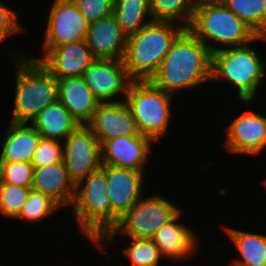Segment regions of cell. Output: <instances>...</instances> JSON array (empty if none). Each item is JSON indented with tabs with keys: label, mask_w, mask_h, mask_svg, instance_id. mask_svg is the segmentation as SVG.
<instances>
[{
	"label": "cell",
	"mask_w": 266,
	"mask_h": 266,
	"mask_svg": "<svg viewBox=\"0 0 266 266\" xmlns=\"http://www.w3.org/2000/svg\"><path fill=\"white\" fill-rule=\"evenodd\" d=\"M262 40H266V3H265V13L262 23Z\"/></svg>",
	"instance_id": "cell-34"
},
{
	"label": "cell",
	"mask_w": 266,
	"mask_h": 266,
	"mask_svg": "<svg viewBox=\"0 0 266 266\" xmlns=\"http://www.w3.org/2000/svg\"><path fill=\"white\" fill-rule=\"evenodd\" d=\"M8 124L0 141V161L31 163L41 136L29 123Z\"/></svg>",
	"instance_id": "cell-21"
},
{
	"label": "cell",
	"mask_w": 266,
	"mask_h": 266,
	"mask_svg": "<svg viewBox=\"0 0 266 266\" xmlns=\"http://www.w3.org/2000/svg\"><path fill=\"white\" fill-rule=\"evenodd\" d=\"M63 163L75 185L102 167L101 143L87 125H80L64 140Z\"/></svg>",
	"instance_id": "cell-11"
},
{
	"label": "cell",
	"mask_w": 266,
	"mask_h": 266,
	"mask_svg": "<svg viewBox=\"0 0 266 266\" xmlns=\"http://www.w3.org/2000/svg\"><path fill=\"white\" fill-rule=\"evenodd\" d=\"M87 126L101 145L109 139L140 134L125 100L101 102Z\"/></svg>",
	"instance_id": "cell-16"
},
{
	"label": "cell",
	"mask_w": 266,
	"mask_h": 266,
	"mask_svg": "<svg viewBox=\"0 0 266 266\" xmlns=\"http://www.w3.org/2000/svg\"><path fill=\"white\" fill-rule=\"evenodd\" d=\"M71 208L76 231L95 246L111 231V203L104 164L76 184Z\"/></svg>",
	"instance_id": "cell-6"
},
{
	"label": "cell",
	"mask_w": 266,
	"mask_h": 266,
	"mask_svg": "<svg viewBox=\"0 0 266 266\" xmlns=\"http://www.w3.org/2000/svg\"><path fill=\"white\" fill-rule=\"evenodd\" d=\"M24 31L26 29L19 23L15 10L0 2V44L16 34H23Z\"/></svg>",
	"instance_id": "cell-33"
},
{
	"label": "cell",
	"mask_w": 266,
	"mask_h": 266,
	"mask_svg": "<svg viewBox=\"0 0 266 266\" xmlns=\"http://www.w3.org/2000/svg\"><path fill=\"white\" fill-rule=\"evenodd\" d=\"M81 77L100 102L125 100L134 81L129 76L123 60L94 59Z\"/></svg>",
	"instance_id": "cell-12"
},
{
	"label": "cell",
	"mask_w": 266,
	"mask_h": 266,
	"mask_svg": "<svg viewBox=\"0 0 266 266\" xmlns=\"http://www.w3.org/2000/svg\"><path fill=\"white\" fill-rule=\"evenodd\" d=\"M94 60L85 40L56 46L41 60V64L55 77H80Z\"/></svg>",
	"instance_id": "cell-18"
},
{
	"label": "cell",
	"mask_w": 266,
	"mask_h": 266,
	"mask_svg": "<svg viewBox=\"0 0 266 266\" xmlns=\"http://www.w3.org/2000/svg\"><path fill=\"white\" fill-rule=\"evenodd\" d=\"M32 189L50 197L61 208L72 207L76 185L63 162L34 168Z\"/></svg>",
	"instance_id": "cell-19"
},
{
	"label": "cell",
	"mask_w": 266,
	"mask_h": 266,
	"mask_svg": "<svg viewBox=\"0 0 266 266\" xmlns=\"http://www.w3.org/2000/svg\"><path fill=\"white\" fill-rule=\"evenodd\" d=\"M261 182H262V185H264V187H265L264 189L266 191V176H265L264 180H262Z\"/></svg>",
	"instance_id": "cell-35"
},
{
	"label": "cell",
	"mask_w": 266,
	"mask_h": 266,
	"mask_svg": "<svg viewBox=\"0 0 266 266\" xmlns=\"http://www.w3.org/2000/svg\"><path fill=\"white\" fill-rule=\"evenodd\" d=\"M11 52L16 80L9 122L30 123L39 111L58 100L56 78L28 54Z\"/></svg>",
	"instance_id": "cell-2"
},
{
	"label": "cell",
	"mask_w": 266,
	"mask_h": 266,
	"mask_svg": "<svg viewBox=\"0 0 266 266\" xmlns=\"http://www.w3.org/2000/svg\"><path fill=\"white\" fill-rule=\"evenodd\" d=\"M29 124L42 139L60 142L81 125L58 100L39 111Z\"/></svg>",
	"instance_id": "cell-22"
},
{
	"label": "cell",
	"mask_w": 266,
	"mask_h": 266,
	"mask_svg": "<svg viewBox=\"0 0 266 266\" xmlns=\"http://www.w3.org/2000/svg\"><path fill=\"white\" fill-rule=\"evenodd\" d=\"M261 41L266 43L256 37L246 45L212 53L210 81L226 82L236 90V98L240 101H255L266 79V61L254 49V43Z\"/></svg>",
	"instance_id": "cell-3"
},
{
	"label": "cell",
	"mask_w": 266,
	"mask_h": 266,
	"mask_svg": "<svg viewBox=\"0 0 266 266\" xmlns=\"http://www.w3.org/2000/svg\"><path fill=\"white\" fill-rule=\"evenodd\" d=\"M113 13L127 37L153 21L149 0H114Z\"/></svg>",
	"instance_id": "cell-24"
},
{
	"label": "cell",
	"mask_w": 266,
	"mask_h": 266,
	"mask_svg": "<svg viewBox=\"0 0 266 266\" xmlns=\"http://www.w3.org/2000/svg\"><path fill=\"white\" fill-rule=\"evenodd\" d=\"M107 191L111 203V230L145 194L146 173L105 165Z\"/></svg>",
	"instance_id": "cell-13"
},
{
	"label": "cell",
	"mask_w": 266,
	"mask_h": 266,
	"mask_svg": "<svg viewBox=\"0 0 266 266\" xmlns=\"http://www.w3.org/2000/svg\"><path fill=\"white\" fill-rule=\"evenodd\" d=\"M211 64L212 53L209 48L185 28L172 43L150 81L172 95L182 93V90H195L211 82Z\"/></svg>",
	"instance_id": "cell-1"
},
{
	"label": "cell",
	"mask_w": 266,
	"mask_h": 266,
	"mask_svg": "<svg viewBox=\"0 0 266 266\" xmlns=\"http://www.w3.org/2000/svg\"><path fill=\"white\" fill-rule=\"evenodd\" d=\"M222 3L235 13L262 39V23L265 13L266 0H221Z\"/></svg>",
	"instance_id": "cell-28"
},
{
	"label": "cell",
	"mask_w": 266,
	"mask_h": 266,
	"mask_svg": "<svg viewBox=\"0 0 266 266\" xmlns=\"http://www.w3.org/2000/svg\"><path fill=\"white\" fill-rule=\"evenodd\" d=\"M188 29L211 53L246 45L256 38L255 32L221 0H196Z\"/></svg>",
	"instance_id": "cell-5"
},
{
	"label": "cell",
	"mask_w": 266,
	"mask_h": 266,
	"mask_svg": "<svg viewBox=\"0 0 266 266\" xmlns=\"http://www.w3.org/2000/svg\"><path fill=\"white\" fill-rule=\"evenodd\" d=\"M32 187H21L0 183V214L6 219H14L21 211Z\"/></svg>",
	"instance_id": "cell-29"
},
{
	"label": "cell",
	"mask_w": 266,
	"mask_h": 266,
	"mask_svg": "<svg viewBox=\"0 0 266 266\" xmlns=\"http://www.w3.org/2000/svg\"><path fill=\"white\" fill-rule=\"evenodd\" d=\"M221 225L239 254L227 266H266V234Z\"/></svg>",
	"instance_id": "cell-23"
},
{
	"label": "cell",
	"mask_w": 266,
	"mask_h": 266,
	"mask_svg": "<svg viewBox=\"0 0 266 266\" xmlns=\"http://www.w3.org/2000/svg\"><path fill=\"white\" fill-rule=\"evenodd\" d=\"M152 145L154 141L141 134L109 139L101 145L102 164L146 173Z\"/></svg>",
	"instance_id": "cell-14"
},
{
	"label": "cell",
	"mask_w": 266,
	"mask_h": 266,
	"mask_svg": "<svg viewBox=\"0 0 266 266\" xmlns=\"http://www.w3.org/2000/svg\"><path fill=\"white\" fill-rule=\"evenodd\" d=\"M34 168L29 162L0 161V183L32 187Z\"/></svg>",
	"instance_id": "cell-30"
},
{
	"label": "cell",
	"mask_w": 266,
	"mask_h": 266,
	"mask_svg": "<svg viewBox=\"0 0 266 266\" xmlns=\"http://www.w3.org/2000/svg\"><path fill=\"white\" fill-rule=\"evenodd\" d=\"M185 28L175 22L153 20L127 37L124 66L134 81L150 80L171 45Z\"/></svg>",
	"instance_id": "cell-4"
},
{
	"label": "cell",
	"mask_w": 266,
	"mask_h": 266,
	"mask_svg": "<svg viewBox=\"0 0 266 266\" xmlns=\"http://www.w3.org/2000/svg\"><path fill=\"white\" fill-rule=\"evenodd\" d=\"M129 238L127 246L122 248V254L129 260V266H159L163 256L152 239Z\"/></svg>",
	"instance_id": "cell-27"
},
{
	"label": "cell",
	"mask_w": 266,
	"mask_h": 266,
	"mask_svg": "<svg viewBox=\"0 0 266 266\" xmlns=\"http://www.w3.org/2000/svg\"><path fill=\"white\" fill-rule=\"evenodd\" d=\"M155 21H169L188 28L192 22L196 0H149Z\"/></svg>",
	"instance_id": "cell-25"
},
{
	"label": "cell",
	"mask_w": 266,
	"mask_h": 266,
	"mask_svg": "<svg viewBox=\"0 0 266 266\" xmlns=\"http://www.w3.org/2000/svg\"><path fill=\"white\" fill-rule=\"evenodd\" d=\"M60 162H63V142L41 138L31 162L33 166L42 167Z\"/></svg>",
	"instance_id": "cell-31"
},
{
	"label": "cell",
	"mask_w": 266,
	"mask_h": 266,
	"mask_svg": "<svg viewBox=\"0 0 266 266\" xmlns=\"http://www.w3.org/2000/svg\"><path fill=\"white\" fill-rule=\"evenodd\" d=\"M85 42L94 59L123 60L127 35L114 13L88 25Z\"/></svg>",
	"instance_id": "cell-17"
},
{
	"label": "cell",
	"mask_w": 266,
	"mask_h": 266,
	"mask_svg": "<svg viewBox=\"0 0 266 266\" xmlns=\"http://www.w3.org/2000/svg\"><path fill=\"white\" fill-rule=\"evenodd\" d=\"M58 101L81 124L87 125L101 103L82 77L56 78Z\"/></svg>",
	"instance_id": "cell-20"
},
{
	"label": "cell",
	"mask_w": 266,
	"mask_h": 266,
	"mask_svg": "<svg viewBox=\"0 0 266 266\" xmlns=\"http://www.w3.org/2000/svg\"><path fill=\"white\" fill-rule=\"evenodd\" d=\"M62 208L50 197L31 189L20 213L13 220H24L30 224H38L50 216L60 212Z\"/></svg>",
	"instance_id": "cell-26"
},
{
	"label": "cell",
	"mask_w": 266,
	"mask_h": 266,
	"mask_svg": "<svg viewBox=\"0 0 266 266\" xmlns=\"http://www.w3.org/2000/svg\"><path fill=\"white\" fill-rule=\"evenodd\" d=\"M246 108L240 115H236L225 127L223 149L229 154H244L260 156L266 150V115L251 110L255 101H240Z\"/></svg>",
	"instance_id": "cell-10"
},
{
	"label": "cell",
	"mask_w": 266,
	"mask_h": 266,
	"mask_svg": "<svg viewBox=\"0 0 266 266\" xmlns=\"http://www.w3.org/2000/svg\"><path fill=\"white\" fill-rule=\"evenodd\" d=\"M181 208L179 205L174 204L171 199L162 196V194H151L148 197L144 195L119 219L118 224L96 247L101 252L100 254H108V249L117 242V238H115L117 236L120 238L124 236V238L151 239L162 225L170 222L183 210Z\"/></svg>",
	"instance_id": "cell-7"
},
{
	"label": "cell",
	"mask_w": 266,
	"mask_h": 266,
	"mask_svg": "<svg viewBox=\"0 0 266 266\" xmlns=\"http://www.w3.org/2000/svg\"><path fill=\"white\" fill-rule=\"evenodd\" d=\"M183 213L181 210L170 222L162 225L151 238L166 261H185L195 257V254H198L196 252L200 250L197 233L183 222L180 223L184 217Z\"/></svg>",
	"instance_id": "cell-15"
},
{
	"label": "cell",
	"mask_w": 266,
	"mask_h": 266,
	"mask_svg": "<svg viewBox=\"0 0 266 266\" xmlns=\"http://www.w3.org/2000/svg\"><path fill=\"white\" fill-rule=\"evenodd\" d=\"M173 97L175 96L159 89L150 80L131 83L125 101L141 135L154 142H160V138L166 137L171 125Z\"/></svg>",
	"instance_id": "cell-8"
},
{
	"label": "cell",
	"mask_w": 266,
	"mask_h": 266,
	"mask_svg": "<svg viewBox=\"0 0 266 266\" xmlns=\"http://www.w3.org/2000/svg\"><path fill=\"white\" fill-rule=\"evenodd\" d=\"M46 18L45 35L41 40L42 55L28 54L30 58L40 61L56 46L85 40L89 24L73 0L52 1Z\"/></svg>",
	"instance_id": "cell-9"
},
{
	"label": "cell",
	"mask_w": 266,
	"mask_h": 266,
	"mask_svg": "<svg viewBox=\"0 0 266 266\" xmlns=\"http://www.w3.org/2000/svg\"><path fill=\"white\" fill-rule=\"evenodd\" d=\"M88 24L113 13L114 0H73Z\"/></svg>",
	"instance_id": "cell-32"
}]
</instances>
